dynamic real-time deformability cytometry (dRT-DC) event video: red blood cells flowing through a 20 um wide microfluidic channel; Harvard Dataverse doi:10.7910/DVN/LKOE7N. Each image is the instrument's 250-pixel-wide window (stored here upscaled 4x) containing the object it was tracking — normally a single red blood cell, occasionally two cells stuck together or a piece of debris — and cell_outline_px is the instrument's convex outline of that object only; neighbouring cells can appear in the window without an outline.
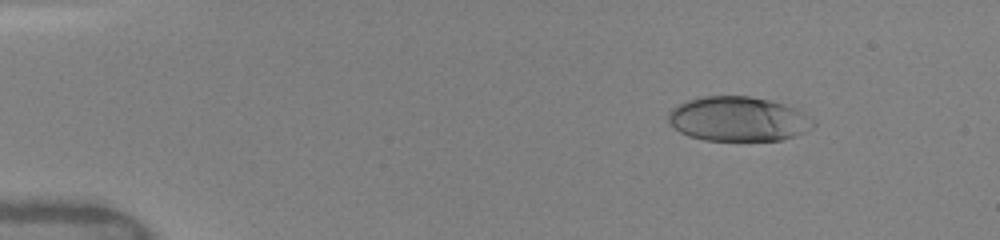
{"species": "human", "species_latin": "Homo sapiens", "temperature_condition": "warm", "stored_images_in_passage": 13, "camera_frame_rate_fps": 3000, "um_per_image_px": 0.085, "donor": {"sex": "female"}, "frame": {"image": 1, "passage_image": 3, "time_ms": 2.0, "image_size_px": [1000, 240], "cell_outline_px": [[816, 124], [812, 128], [796, 136], [784, 140], [704, 140], [688, 136], [680, 132], [668, 120], [668, 112], [672, 108], [688, 100], [704, 96], [748, 96], [768, 100], [784, 104], [796, 108], [804, 112], [816, 120]], "centroid_in_image_um": [62.8, 10.12], "position_along_channel_um": 22.2, "area_um2": 37.8}}
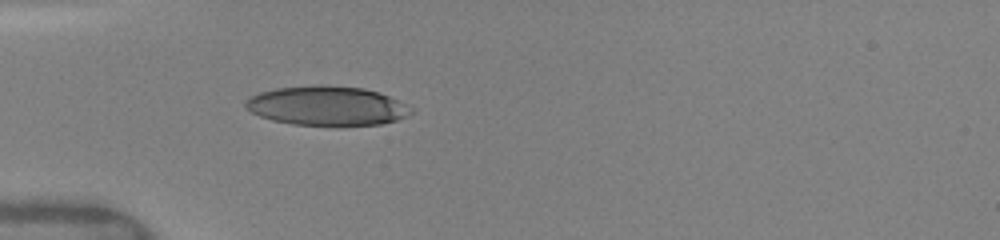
{"frame": {"image": 2, "passage_image": 9, "time_ms": 5.0, "image_size_px": [1000, 240], "cell_outline_px": [[412, 112], [396, 120], [380, 124], [340, 128], [292, 124], [272, 120], [260, 116], [252, 112], [244, 104], [252, 96], [260, 92], [276, 88], [324, 84], [364, 88], [380, 92], [412, 108]], "centroid_in_image_um": [27.81, 9.02], "position_along_channel_um": 57.2, "area_um2": 38.49}}
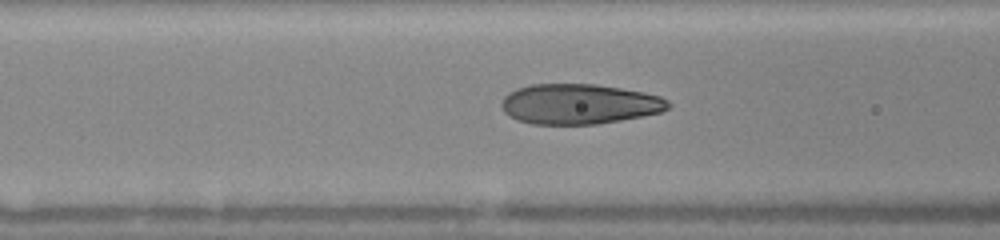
{"frame": {"image": 3, "passage_image": 12, "time_ms": 6.667, "image_size_px": [1000, 240], "cell_outline_px": [[672, 104], [668, 108], [660, 112], [620, 120], [596, 124], [532, 124], [516, 120], [508, 116], [504, 112], [500, 104], [504, 96], [508, 92], [516, 88], [532, 84], [596, 84], [644, 92], [660, 96], [668, 100]], "centroid_in_image_um": [49.19, 8.84], "position_along_channel_um": 117.4, "area_um2": 39.19}}